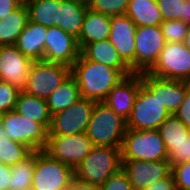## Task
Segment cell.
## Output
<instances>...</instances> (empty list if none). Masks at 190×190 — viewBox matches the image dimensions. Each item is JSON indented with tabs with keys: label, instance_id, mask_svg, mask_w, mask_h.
Listing matches in <instances>:
<instances>
[{
	"label": "cell",
	"instance_id": "obj_19",
	"mask_svg": "<svg viewBox=\"0 0 190 190\" xmlns=\"http://www.w3.org/2000/svg\"><path fill=\"white\" fill-rule=\"evenodd\" d=\"M46 31L47 27L28 20L15 45L33 61H43Z\"/></svg>",
	"mask_w": 190,
	"mask_h": 190
},
{
	"label": "cell",
	"instance_id": "obj_11",
	"mask_svg": "<svg viewBox=\"0 0 190 190\" xmlns=\"http://www.w3.org/2000/svg\"><path fill=\"white\" fill-rule=\"evenodd\" d=\"M95 101L81 97L69 108L54 113L48 135H74L85 133Z\"/></svg>",
	"mask_w": 190,
	"mask_h": 190
},
{
	"label": "cell",
	"instance_id": "obj_25",
	"mask_svg": "<svg viewBox=\"0 0 190 190\" xmlns=\"http://www.w3.org/2000/svg\"><path fill=\"white\" fill-rule=\"evenodd\" d=\"M80 98V90L76 80L70 75L47 97L46 103L50 114L53 115L58 111L69 108Z\"/></svg>",
	"mask_w": 190,
	"mask_h": 190
},
{
	"label": "cell",
	"instance_id": "obj_12",
	"mask_svg": "<svg viewBox=\"0 0 190 190\" xmlns=\"http://www.w3.org/2000/svg\"><path fill=\"white\" fill-rule=\"evenodd\" d=\"M165 44L160 25L137 27L135 32V73L148 72L157 62Z\"/></svg>",
	"mask_w": 190,
	"mask_h": 190
},
{
	"label": "cell",
	"instance_id": "obj_44",
	"mask_svg": "<svg viewBox=\"0 0 190 190\" xmlns=\"http://www.w3.org/2000/svg\"><path fill=\"white\" fill-rule=\"evenodd\" d=\"M33 0H16L20 6H28Z\"/></svg>",
	"mask_w": 190,
	"mask_h": 190
},
{
	"label": "cell",
	"instance_id": "obj_23",
	"mask_svg": "<svg viewBox=\"0 0 190 190\" xmlns=\"http://www.w3.org/2000/svg\"><path fill=\"white\" fill-rule=\"evenodd\" d=\"M87 9L88 6L72 0H60L56 26L78 39Z\"/></svg>",
	"mask_w": 190,
	"mask_h": 190
},
{
	"label": "cell",
	"instance_id": "obj_43",
	"mask_svg": "<svg viewBox=\"0 0 190 190\" xmlns=\"http://www.w3.org/2000/svg\"><path fill=\"white\" fill-rule=\"evenodd\" d=\"M190 50V27L185 39L182 42Z\"/></svg>",
	"mask_w": 190,
	"mask_h": 190
},
{
	"label": "cell",
	"instance_id": "obj_7",
	"mask_svg": "<svg viewBox=\"0 0 190 190\" xmlns=\"http://www.w3.org/2000/svg\"><path fill=\"white\" fill-rule=\"evenodd\" d=\"M92 141L86 133L48 135L43 149L51 158L75 169L91 152Z\"/></svg>",
	"mask_w": 190,
	"mask_h": 190
},
{
	"label": "cell",
	"instance_id": "obj_4",
	"mask_svg": "<svg viewBox=\"0 0 190 190\" xmlns=\"http://www.w3.org/2000/svg\"><path fill=\"white\" fill-rule=\"evenodd\" d=\"M168 152L158 129H127L121 145L122 160L167 161Z\"/></svg>",
	"mask_w": 190,
	"mask_h": 190
},
{
	"label": "cell",
	"instance_id": "obj_13",
	"mask_svg": "<svg viewBox=\"0 0 190 190\" xmlns=\"http://www.w3.org/2000/svg\"><path fill=\"white\" fill-rule=\"evenodd\" d=\"M46 33L43 61L71 67L81 54L77 38L57 26L47 27Z\"/></svg>",
	"mask_w": 190,
	"mask_h": 190
},
{
	"label": "cell",
	"instance_id": "obj_22",
	"mask_svg": "<svg viewBox=\"0 0 190 190\" xmlns=\"http://www.w3.org/2000/svg\"><path fill=\"white\" fill-rule=\"evenodd\" d=\"M14 110L22 116L42 124L47 130H49L52 115L48 110L45 99L20 91L17 96Z\"/></svg>",
	"mask_w": 190,
	"mask_h": 190
},
{
	"label": "cell",
	"instance_id": "obj_46",
	"mask_svg": "<svg viewBox=\"0 0 190 190\" xmlns=\"http://www.w3.org/2000/svg\"><path fill=\"white\" fill-rule=\"evenodd\" d=\"M4 114L5 113H3L2 111H0V131H1V128H2Z\"/></svg>",
	"mask_w": 190,
	"mask_h": 190
},
{
	"label": "cell",
	"instance_id": "obj_29",
	"mask_svg": "<svg viewBox=\"0 0 190 190\" xmlns=\"http://www.w3.org/2000/svg\"><path fill=\"white\" fill-rule=\"evenodd\" d=\"M33 150L27 145L11 140L0 133V163L12 167L27 158Z\"/></svg>",
	"mask_w": 190,
	"mask_h": 190
},
{
	"label": "cell",
	"instance_id": "obj_10",
	"mask_svg": "<svg viewBox=\"0 0 190 190\" xmlns=\"http://www.w3.org/2000/svg\"><path fill=\"white\" fill-rule=\"evenodd\" d=\"M148 73L159 78L190 82V50L182 42H166Z\"/></svg>",
	"mask_w": 190,
	"mask_h": 190
},
{
	"label": "cell",
	"instance_id": "obj_40",
	"mask_svg": "<svg viewBox=\"0 0 190 190\" xmlns=\"http://www.w3.org/2000/svg\"><path fill=\"white\" fill-rule=\"evenodd\" d=\"M66 190H101V186L86 183L74 177Z\"/></svg>",
	"mask_w": 190,
	"mask_h": 190
},
{
	"label": "cell",
	"instance_id": "obj_5",
	"mask_svg": "<svg viewBox=\"0 0 190 190\" xmlns=\"http://www.w3.org/2000/svg\"><path fill=\"white\" fill-rule=\"evenodd\" d=\"M70 75L71 67L63 63L34 61L23 91L46 100Z\"/></svg>",
	"mask_w": 190,
	"mask_h": 190
},
{
	"label": "cell",
	"instance_id": "obj_8",
	"mask_svg": "<svg viewBox=\"0 0 190 190\" xmlns=\"http://www.w3.org/2000/svg\"><path fill=\"white\" fill-rule=\"evenodd\" d=\"M157 97L142 84L136 95L132 112L127 119V129L154 130L170 116Z\"/></svg>",
	"mask_w": 190,
	"mask_h": 190
},
{
	"label": "cell",
	"instance_id": "obj_30",
	"mask_svg": "<svg viewBox=\"0 0 190 190\" xmlns=\"http://www.w3.org/2000/svg\"><path fill=\"white\" fill-rule=\"evenodd\" d=\"M161 138L168 150L190 135V129L175 115H170L158 128Z\"/></svg>",
	"mask_w": 190,
	"mask_h": 190
},
{
	"label": "cell",
	"instance_id": "obj_24",
	"mask_svg": "<svg viewBox=\"0 0 190 190\" xmlns=\"http://www.w3.org/2000/svg\"><path fill=\"white\" fill-rule=\"evenodd\" d=\"M125 15L137 27L156 26L163 22L156 0H130Z\"/></svg>",
	"mask_w": 190,
	"mask_h": 190
},
{
	"label": "cell",
	"instance_id": "obj_17",
	"mask_svg": "<svg viewBox=\"0 0 190 190\" xmlns=\"http://www.w3.org/2000/svg\"><path fill=\"white\" fill-rule=\"evenodd\" d=\"M122 170L134 190H146L154 182L167 177L172 166L168 161L122 160Z\"/></svg>",
	"mask_w": 190,
	"mask_h": 190
},
{
	"label": "cell",
	"instance_id": "obj_14",
	"mask_svg": "<svg viewBox=\"0 0 190 190\" xmlns=\"http://www.w3.org/2000/svg\"><path fill=\"white\" fill-rule=\"evenodd\" d=\"M33 62L16 45L0 46V80L23 91Z\"/></svg>",
	"mask_w": 190,
	"mask_h": 190
},
{
	"label": "cell",
	"instance_id": "obj_26",
	"mask_svg": "<svg viewBox=\"0 0 190 190\" xmlns=\"http://www.w3.org/2000/svg\"><path fill=\"white\" fill-rule=\"evenodd\" d=\"M28 20L26 6H19L3 20H0V46L15 45Z\"/></svg>",
	"mask_w": 190,
	"mask_h": 190
},
{
	"label": "cell",
	"instance_id": "obj_20",
	"mask_svg": "<svg viewBox=\"0 0 190 190\" xmlns=\"http://www.w3.org/2000/svg\"><path fill=\"white\" fill-rule=\"evenodd\" d=\"M111 16L96 12L88 7L77 39L82 50L87 44L109 38Z\"/></svg>",
	"mask_w": 190,
	"mask_h": 190
},
{
	"label": "cell",
	"instance_id": "obj_36",
	"mask_svg": "<svg viewBox=\"0 0 190 190\" xmlns=\"http://www.w3.org/2000/svg\"><path fill=\"white\" fill-rule=\"evenodd\" d=\"M172 174L177 190H190V161L172 166Z\"/></svg>",
	"mask_w": 190,
	"mask_h": 190
},
{
	"label": "cell",
	"instance_id": "obj_3",
	"mask_svg": "<svg viewBox=\"0 0 190 190\" xmlns=\"http://www.w3.org/2000/svg\"><path fill=\"white\" fill-rule=\"evenodd\" d=\"M121 168V148L93 146L90 154L74 169V177L101 186Z\"/></svg>",
	"mask_w": 190,
	"mask_h": 190
},
{
	"label": "cell",
	"instance_id": "obj_39",
	"mask_svg": "<svg viewBox=\"0 0 190 190\" xmlns=\"http://www.w3.org/2000/svg\"><path fill=\"white\" fill-rule=\"evenodd\" d=\"M146 190H177L172 172L149 186Z\"/></svg>",
	"mask_w": 190,
	"mask_h": 190
},
{
	"label": "cell",
	"instance_id": "obj_18",
	"mask_svg": "<svg viewBox=\"0 0 190 190\" xmlns=\"http://www.w3.org/2000/svg\"><path fill=\"white\" fill-rule=\"evenodd\" d=\"M141 85V73H132L120 81L102 102L127 120Z\"/></svg>",
	"mask_w": 190,
	"mask_h": 190
},
{
	"label": "cell",
	"instance_id": "obj_27",
	"mask_svg": "<svg viewBox=\"0 0 190 190\" xmlns=\"http://www.w3.org/2000/svg\"><path fill=\"white\" fill-rule=\"evenodd\" d=\"M60 0H33L28 6V18L45 27L56 26Z\"/></svg>",
	"mask_w": 190,
	"mask_h": 190
},
{
	"label": "cell",
	"instance_id": "obj_32",
	"mask_svg": "<svg viewBox=\"0 0 190 190\" xmlns=\"http://www.w3.org/2000/svg\"><path fill=\"white\" fill-rule=\"evenodd\" d=\"M160 27L166 42L179 43L185 39L190 25L181 20H165Z\"/></svg>",
	"mask_w": 190,
	"mask_h": 190
},
{
	"label": "cell",
	"instance_id": "obj_9",
	"mask_svg": "<svg viewBox=\"0 0 190 190\" xmlns=\"http://www.w3.org/2000/svg\"><path fill=\"white\" fill-rule=\"evenodd\" d=\"M0 133L27 145L33 151L43 150L48 136V130L42 124L22 116L15 110L4 114Z\"/></svg>",
	"mask_w": 190,
	"mask_h": 190
},
{
	"label": "cell",
	"instance_id": "obj_28",
	"mask_svg": "<svg viewBox=\"0 0 190 190\" xmlns=\"http://www.w3.org/2000/svg\"><path fill=\"white\" fill-rule=\"evenodd\" d=\"M36 151H33L27 158L10 167V185L8 190H31Z\"/></svg>",
	"mask_w": 190,
	"mask_h": 190
},
{
	"label": "cell",
	"instance_id": "obj_38",
	"mask_svg": "<svg viewBox=\"0 0 190 190\" xmlns=\"http://www.w3.org/2000/svg\"><path fill=\"white\" fill-rule=\"evenodd\" d=\"M174 115L190 129V82L187 81V92L183 103Z\"/></svg>",
	"mask_w": 190,
	"mask_h": 190
},
{
	"label": "cell",
	"instance_id": "obj_42",
	"mask_svg": "<svg viewBox=\"0 0 190 190\" xmlns=\"http://www.w3.org/2000/svg\"><path fill=\"white\" fill-rule=\"evenodd\" d=\"M10 179V167L0 163V190H8Z\"/></svg>",
	"mask_w": 190,
	"mask_h": 190
},
{
	"label": "cell",
	"instance_id": "obj_45",
	"mask_svg": "<svg viewBox=\"0 0 190 190\" xmlns=\"http://www.w3.org/2000/svg\"><path fill=\"white\" fill-rule=\"evenodd\" d=\"M73 2H78V3H81V4H83V5H85V6H90V4H91V2L93 1V0H72Z\"/></svg>",
	"mask_w": 190,
	"mask_h": 190
},
{
	"label": "cell",
	"instance_id": "obj_37",
	"mask_svg": "<svg viewBox=\"0 0 190 190\" xmlns=\"http://www.w3.org/2000/svg\"><path fill=\"white\" fill-rule=\"evenodd\" d=\"M101 190H134V187L121 168L101 185Z\"/></svg>",
	"mask_w": 190,
	"mask_h": 190
},
{
	"label": "cell",
	"instance_id": "obj_31",
	"mask_svg": "<svg viewBox=\"0 0 190 190\" xmlns=\"http://www.w3.org/2000/svg\"><path fill=\"white\" fill-rule=\"evenodd\" d=\"M163 21L181 20L190 25V2L188 0H156Z\"/></svg>",
	"mask_w": 190,
	"mask_h": 190
},
{
	"label": "cell",
	"instance_id": "obj_41",
	"mask_svg": "<svg viewBox=\"0 0 190 190\" xmlns=\"http://www.w3.org/2000/svg\"><path fill=\"white\" fill-rule=\"evenodd\" d=\"M19 6L16 0H0V20H3Z\"/></svg>",
	"mask_w": 190,
	"mask_h": 190
},
{
	"label": "cell",
	"instance_id": "obj_6",
	"mask_svg": "<svg viewBox=\"0 0 190 190\" xmlns=\"http://www.w3.org/2000/svg\"><path fill=\"white\" fill-rule=\"evenodd\" d=\"M74 178V169L51 158L43 150L36 151L31 190H66Z\"/></svg>",
	"mask_w": 190,
	"mask_h": 190
},
{
	"label": "cell",
	"instance_id": "obj_16",
	"mask_svg": "<svg viewBox=\"0 0 190 190\" xmlns=\"http://www.w3.org/2000/svg\"><path fill=\"white\" fill-rule=\"evenodd\" d=\"M136 29L137 26L128 16H112L108 40L132 73H135Z\"/></svg>",
	"mask_w": 190,
	"mask_h": 190
},
{
	"label": "cell",
	"instance_id": "obj_35",
	"mask_svg": "<svg viewBox=\"0 0 190 190\" xmlns=\"http://www.w3.org/2000/svg\"><path fill=\"white\" fill-rule=\"evenodd\" d=\"M167 161L174 166L190 161V135L178 144H173L168 150Z\"/></svg>",
	"mask_w": 190,
	"mask_h": 190
},
{
	"label": "cell",
	"instance_id": "obj_15",
	"mask_svg": "<svg viewBox=\"0 0 190 190\" xmlns=\"http://www.w3.org/2000/svg\"><path fill=\"white\" fill-rule=\"evenodd\" d=\"M141 82L171 115L183 103L187 92V81L159 78L148 72L141 73Z\"/></svg>",
	"mask_w": 190,
	"mask_h": 190
},
{
	"label": "cell",
	"instance_id": "obj_1",
	"mask_svg": "<svg viewBox=\"0 0 190 190\" xmlns=\"http://www.w3.org/2000/svg\"><path fill=\"white\" fill-rule=\"evenodd\" d=\"M71 75L76 80L81 97L95 102H102L125 78L116 68L88 60L82 54L71 66Z\"/></svg>",
	"mask_w": 190,
	"mask_h": 190
},
{
	"label": "cell",
	"instance_id": "obj_21",
	"mask_svg": "<svg viewBox=\"0 0 190 190\" xmlns=\"http://www.w3.org/2000/svg\"><path fill=\"white\" fill-rule=\"evenodd\" d=\"M81 54L88 60L116 68L125 77L132 74L130 68L119 57L116 49L108 39L87 44Z\"/></svg>",
	"mask_w": 190,
	"mask_h": 190
},
{
	"label": "cell",
	"instance_id": "obj_34",
	"mask_svg": "<svg viewBox=\"0 0 190 190\" xmlns=\"http://www.w3.org/2000/svg\"><path fill=\"white\" fill-rule=\"evenodd\" d=\"M19 92L12 84L0 80V111L6 113L14 110Z\"/></svg>",
	"mask_w": 190,
	"mask_h": 190
},
{
	"label": "cell",
	"instance_id": "obj_33",
	"mask_svg": "<svg viewBox=\"0 0 190 190\" xmlns=\"http://www.w3.org/2000/svg\"><path fill=\"white\" fill-rule=\"evenodd\" d=\"M130 0H93L90 9L108 16L125 15Z\"/></svg>",
	"mask_w": 190,
	"mask_h": 190
},
{
	"label": "cell",
	"instance_id": "obj_2",
	"mask_svg": "<svg viewBox=\"0 0 190 190\" xmlns=\"http://www.w3.org/2000/svg\"><path fill=\"white\" fill-rule=\"evenodd\" d=\"M127 131V120L103 102H96L87 125L86 134L93 146L121 148Z\"/></svg>",
	"mask_w": 190,
	"mask_h": 190
}]
</instances>
